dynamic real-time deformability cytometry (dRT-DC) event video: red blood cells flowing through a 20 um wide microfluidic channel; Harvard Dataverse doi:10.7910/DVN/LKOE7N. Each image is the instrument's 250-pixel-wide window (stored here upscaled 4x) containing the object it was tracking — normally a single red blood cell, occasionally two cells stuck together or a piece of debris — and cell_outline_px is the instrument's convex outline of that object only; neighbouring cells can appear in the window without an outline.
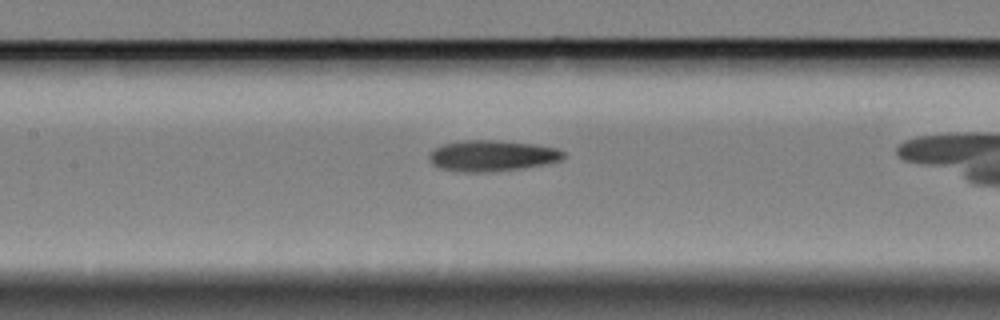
{"species": "Egyptian fruit bat (a non-hibernating species)", "species_latin": "Rousettus aegyptiacus", "temperature_condition": "cold", "stored_images_in_passage": 37, "camera_frame_rate_fps": 3000, "um_per_image_px": 0.085, "animal": {"sex": "female"}, "frame": {"image": 1, "passage_image": 17, "time_ms": 5.333, "image_size_px": [1000, 320], "cell_outline_px": [[564, 160], [524, 168], [496, 172], [460, 172], [440, 168], [432, 164], [428, 156], [432, 148], [444, 144], [464, 140], [492, 140], [532, 144], [556, 148], [564, 152]], "centroid_in_image_um": [41.8, 13.25], "position_along_channel_um": 165.6, "area_um2": 24.39}}
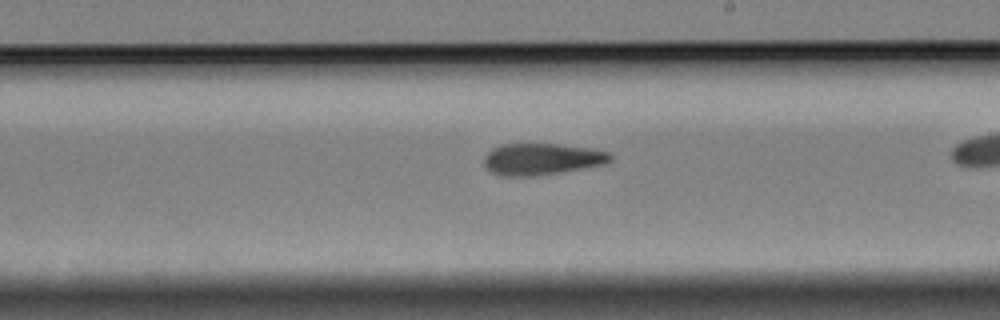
{"frame": {"image": 2, "passage_image": 24, "time_ms": 7.667, "image_size_px": [1000, 320], "cell_outline_px": [[612, 160], [604, 164], [532, 176], [500, 176], [492, 172], [484, 164], [484, 156], [492, 148], [504, 144], [556, 144], [584, 148], [608, 152], [612, 156]], "centroid_in_image_um": [45.99, 13.52], "position_along_channel_um": 243.0, "area_um2": 22.72}}
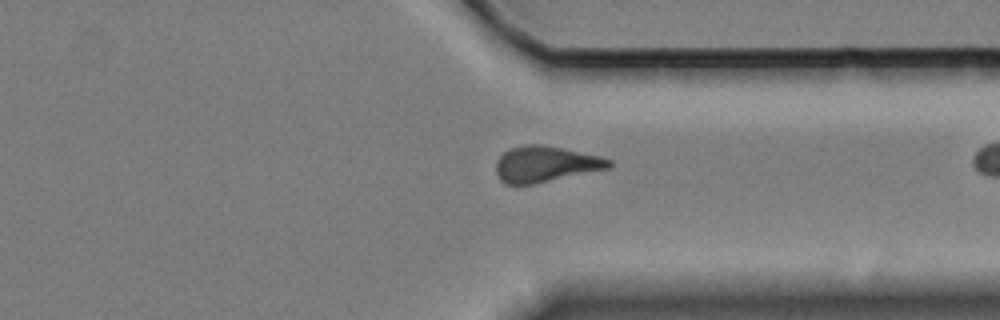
{"frame": {"image": 3, "passage_image": 35, "time_ms": 11.333, "image_size_px": [1000, 320], "cell_outline_px": [[612, 164], [608, 168], [532, 184], [504, 184], [500, 180], [496, 172], [496, 160], [504, 152], [512, 148], [524, 144], [540, 144], [564, 148], [600, 156], [612, 160]], "centroid_in_image_um": [46.34, 13.93], "position_along_channel_um": 365.1, "area_um2": 23.47}}